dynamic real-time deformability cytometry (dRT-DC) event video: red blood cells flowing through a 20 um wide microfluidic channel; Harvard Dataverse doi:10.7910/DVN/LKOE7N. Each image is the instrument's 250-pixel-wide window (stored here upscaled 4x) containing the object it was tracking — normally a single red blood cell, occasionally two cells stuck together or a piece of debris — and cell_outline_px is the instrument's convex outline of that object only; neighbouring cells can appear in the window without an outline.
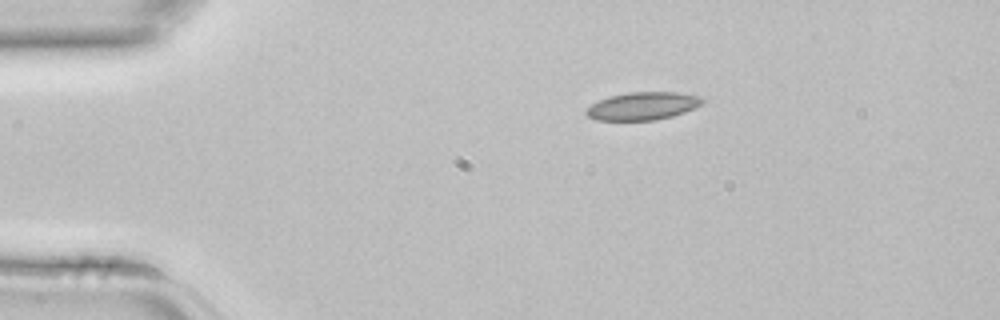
{"species": "common noctule bat (a hibernating species)", "species_latin": "Nyctalus noctula", "temperature_condition": "room temperature", "stored_images_in_passage": 3, "camera_frame_rate_fps": 3000, "um_per_image_px": 0.085, "animal": {"sex": "female", "body_mass_g": 22.7, "forearm_length_mm": 54.2}, "frame": {"image": 1, "passage_image": 3, "time_ms": 0.667, "image_size_px": [1000, 320], "cell_outline_px": [[704, 104], [684, 112], [672, 116], [656, 120], [596, 120], [588, 116], [584, 112], [592, 104], [600, 100], [612, 96], [628, 92], [676, 92], [700, 96], [704, 100]], "centroid_in_image_um": [54.67, 9.01], "position_along_channel_um": 30.3, "area_um2": 18.73}}